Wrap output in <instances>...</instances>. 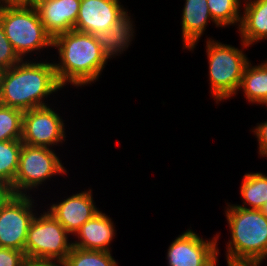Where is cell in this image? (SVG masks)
<instances>
[{
  "mask_svg": "<svg viewBox=\"0 0 267 266\" xmlns=\"http://www.w3.org/2000/svg\"><path fill=\"white\" fill-rule=\"evenodd\" d=\"M63 87L57 80L54 64L21 60L0 71V104L22 111L48 106V96ZM44 99V100H43Z\"/></svg>",
  "mask_w": 267,
  "mask_h": 266,
  "instance_id": "obj_1",
  "label": "cell"
},
{
  "mask_svg": "<svg viewBox=\"0 0 267 266\" xmlns=\"http://www.w3.org/2000/svg\"><path fill=\"white\" fill-rule=\"evenodd\" d=\"M52 47L58 49L60 62L53 64L63 88L67 83L76 88L94 83L109 59L94 35L74 29L56 35Z\"/></svg>",
  "mask_w": 267,
  "mask_h": 266,
  "instance_id": "obj_2",
  "label": "cell"
},
{
  "mask_svg": "<svg viewBox=\"0 0 267 266\" xmlns=\"http://www.w3.org/2000/svg\"><path fill=\"white\" fill-rule=\"evenodd\" d=\"M231 232L226 261L261 263L267 257V217L260 209H247L228 204L225 211Z\"/></svg>",
  "mask_w": 267,
  "mask_h": 266,
  "instance_id": "obj_3",
  "label": "cell"
},
{
  "mask_svg": "<svg viewBox=\"0 0 267 266\" xmlns=\"http://www.w3.org/2000/svg\"><path fill=\"white\" fill-rule=\"evenodd\" d=\"M206 42L210 91L217 104L238 93L241 78L250 61L243 50L232 45L222 44L210 37Z\"/></svg>",
  "mask_w": 267,
  "mask_h": 266,
  "instance_id": "obj_4",
  "label": "cell"
},
{
  "mask_svg": "<svg viewBox=\"0 0 267 266\" xmlns=\"http://www.w3.org/2000/svg\"><path fill=\"white\" fill-rule=\"evenodd\" d=\"M0 22L18 56L52 47L53 37L45 30L35 7H0Z\"/></svg>",
  "mask_w": 267,
  "mask_h": 266,
  "instance_id": "obj_5",
  "label": "cell"
},
{
  "mask_svg": "<svg viewBox=\"0 0 267 266\" xmlns=\"http://www.w3.org/2000/svg\"><path fill=\"white\" fill-rule=\"evenodd\" d=\"M35 216L28 233L24 248L27 260L65 261L73 247L70 235L50 212Z\"/></svg>",
  "mask_w": 267,
  "mask_h": 266,
  "instance_id": "obj_6",
  "label": "cell"
},
{
  "mask_svg": "<svg viewBox=\"0 0 267 266\" xmlns=\"http://www.w3.org/2000/svg\"><path fill=\"white\" fill-rule=\"evenodd\" d=\"M54 152L51 148L22 144L18 169L14 182L10 186L11 193L27 195L29 190L37 189L47 179L57 174H65L67 170Z\"/></svg>",
  "mask_w": 267,
  "mask_h": 266,
  "instance_id": "obj_7",
  "label": "cell"
},
{
  "mask_svg": "<svg viewBox=\"0 0 267 266\" xmlns=\"http://www.w3.org/2000/svg\"><path fill=\"white\" fill-rule=\"evenodd\" d=\"M29 195L11 194L0 206V247L24 252L27 233L36 216L35 200Z\"/></svg>",
  "mask_w": 267,
  "mask_h": 266,
  "instance_id": "obj_8",
  "label": "cell"
},
{
  "mask_svg": "<svg viewBox=\"0 0 267 266\" xmlns=\"http://www.w3.org/2000/svg\"><path fill=\"white\" fill-rule=\"evenodd\" d=\"M64 127L62 117L50 106L26 110L23 113L21 142L28 146L52 148L65 141Z\"/></svg>",
  "mask_w": 267,
  "mask_h": 266,
  "instance_id": "obj_9",
  "label": "cell"
},
{
  "mask_svg": "<svg viewBox=\"0 0 267 266\" xmlns=\"http://www.w3.org/2000/svg\"><path fill=\"white\" fill-rule=\"evenodd\" d=\"M218 234L204 240L191 229L179 235L167 251L168 266H206L217 254Z\"/></svg>",
  "mask_w": 267,
  "mask_h": 266,
  "instance_id": "obj_10",
  "label": "cell"
},
{
  "mask_svg": "<svg viewBox=\"0 0 267 266\" xmlns=\"http://www.w3.org/2000/svg\"><path fill=\"white\" fill-rule=\"evenodd\" d=\"M125 11L119 0H81L74 30L91 35L106 32Z\"/></svg>",
  "mask_w": 267,
  "mask_h": 266,
  "instance_id": "obj_11",
  "label": "cell"
},
{
  "mask_svg": "<svg viewBox=\"0 0 267 266\" xmlns=\"http://www.w3.org/2000/svg\"><path fill=\"white\" fill-rule=\"evenodd\" d=\"M48 212L73 236L99 209L93 201L92 190L73 194L62 202L52 203Z\"/></svg>",
  "mask_w": 267,
  "mask_h": 266,
  "instance_id": "obj_12",
  "label": "cell"
},
{
  "mask_svg": "<svg viewBox=\"0 0 267 266\" xmlns=\"http://www.w3.org/2000/svg\"><path fill=\"white\" fill-rule=\"evenodd\" d=\"M81 0H44L35 8L45 30L54 38L74 29Z\"/></svg>",
  "mask_w": 267,
  "mask_h": 266,
  "instance_id": "obj_13",
  "label": "cell"
},
{
  "mask_svg": "<svg viewBox=\"0 0 267 266\" xmlns=\"http://www.w3.org/2000/svg\"><path fill=\"white\" fill-rule=\"evenodd\" d=\"M113 224L109 216L99 211L75 233L79 240L73 241L72 245L80 249L111 252L110 244L116 236Z\"/></svg>",
  "mask_w": 267,
  "mask_h": 266,
  "instance_id": "obj_14",
  "label": "cell"
},
{
  "mask_svg": "<svg viewBox=\"0 0 267 266\" xmlns=\"http://www.w3.org/2000/svg\"><path fill=\"white\" fill-rule=\"evenodd\" d=\"M209 20L220 27L212 19L207 0H185L181 22L183 49L194 50Z\"/></svg>",
  "mask_w": 267,
  "mask_h": 266,
  "instance_id": "obj_15",
  "label": "cell"
},
{
  "mask_svg": "<svg viewBox=\"0 0 267 266\" xmlns=\"http://www.w3.org/2000/svg\"><path fill=\"white\" fill-rule=\"evenodd\" d=\"M239 33L243 48L267 39V0H244Z\"/></svg>",
  "mask_w": 267,
  "mask_h": 266,
  "instance_id": "obj_16",
  "label": "cell"
},
{
  "mask_svg": "<svg viewBox=\"0 0 267 266\" xmlns=\"http://www.w3.org/2000/svg\"><path fill=\"white\" fill-rule=\"evenodd\" d=\"M129 15L126 10L106 32L94 34L95 40L109 59L122 54L134 39L133 20Z\"/></svg>",
  "mask_w": 267,
  "mask_h": 266,
  "instance_id": "obj_17",
  "label": "cell"
},
{
  "mask_svg": "<svg viewBox=\"0 0 267 266\" xmlns=\"http://www.w3.org/2000/svg\"><path fill=\"white\" fill-rule=\"evenodd\" d=\"M240 88L249 103L262 104L267 98V61L258 66L249 62L241 78Z\"/></svg>",
  "mask_w": 267,
  "mask_h": 266,
  "instance_id": "obj_18",
  "label": "cell"
},
{
  "mask_svg": "<svg viewBox=\"0 0 267 266\" xmlns=\"http://www.w3.org/2000/svg\"><path fill=\"white\" fill-rule=\"evenodd\" d=\"M243 205L236 206L247 209H261L267 202V176L263 173H246L240 186ZM250 205V207L246 206Z\"/></svg>",
  "mask_w": 267,
  "mask_h": 266,
  "instance_id": "obj_19",
  "label": "cell"
},
{
  "mask_svg": "<svg viewBox=\"0 0 267 266\" xmlns=\"http://www.w3.org/2000/svg\"><path fill=\"white\" fill-rule=\"evenodd\" d=\"M21 140L0 141V182L13 184L18 169Z\"/></svg>",
  "mask_w": 267,
  "mask_h": 266,
  "instance_id": "obj_20",
  "label": "cell"
},
{
  "mask_svg": "<svg viewBox=\"0 0 267 266\" xmlns=\"http://www.w3.org/2000/svg\"><path fill=\"white\" fill-rule=\"evenodd\" d=\"M241 0H207L208 8L212 19L220 27L237 25L241 23Z\"/></svg>",
  "mask_w": 267,
  "mask_h": 266,
  "instance_id": "obj_21",
  "label": "cell"
},
{
  "mask_svg": "<svg viewBox=\"0 0 267 266\" xmlns=\"http://www.w3.org/2000/svg\"><path fill=\"white\" fill-rule=\"evenodd\" d=\"M65 262L67 266H118L111 252L72 247Z\"/></svg>",
  "mask_w": 267,
  "mask_h": 266,
  "instance_id": "obj_22",
  "label": "cell"
},
{
  "mask_svg": "<svg viewBox=\"0 0 267 266\" xmlns=\"http://www.w3.org/2000/svg\"><path fill=\"white\" fill-rule=\"evenodd\" d=\"M24 111L0 104V141L21 140Z\"/></svg>",
  "mask_w": 267,
  "mask_h": 266,
  "instance_id": "obj_23",
  "label": "cell"
},
{
  "mask_svg": "<svg viewBox=\"0 0 267 266\" xmlns=\"http://www.w3.org/2000/svg\"><path fill=\"white\" fill-rule=\"evenodd\" d=\"M21 60L7 39L0 22V71L10 69Z\"/></svg>",
  "mask_w": 267,
  "mask_h": 266,
  "instance_id": "obj_24",
  "label": "cell"
},
{
  "mask_svg": "<svg viewBox=\"0 0 267 266\" xmlns=\"http://www.w3.org/2000/svg\"><path fill=\"white\" fill-rule=\"evenodd\" d=\"M26 262L23 251L0 247V266H25Z\"/></svg>",
  "mask_w": 267,
  "mask_h": 266,
  "instance_id": "obj_25",
  "label": "cell"
},
{
  "mask_svg": "<svg viewBox=\"0 0 267 266\" xmlns=\"http://www.w3.org/2000/svg\"><path fill=\"white\" fill-rule=\"evenodd\" d=\"M258 141V149L260 156L267 157V121L263 123H258L256 127L252 130Z\"/></svg>",
  "mask_w": 267,
  "mask_h": 266,
  "instance_id": "obj_26",
  "label": "cell"
},
{
  "mask_svg": "<svg viewBox=\"0 0 267 266\" xmlns=\"http://www.w3.org/2000/svg\"><path fill=\"white\" fill-rule=\"evenodd\" d=\"M25 266H67V263L54 260H27Z\"/></svg>",
  "mask_w": 267,
  "mask_h": 266,
  "instance_id": "obj_27",
  "label": "cell"
},
{
  "mask_svg": "<svg viewBox=\"0 0 267 266\" xmlns=\"http://www.w3.org/2000/svg\"><path fill=\"white\" fill-rule=\"evenodd\" d=\"M0 7H30V0H0Z\"/></svg>",
  "mask_w": 267,
  "mask_h": 266,
  "instance_id": "obj_28",
  "label": "cell"
},
{
  "mask_svg": "<svg viewBox=\"0 0 267 266\" xmlns=\"http://www.w3.org/2000/svg\"><path fill=\"white\" fill-rule=\"evenodd\" d=\"M10 187L2 182H0V206L6 201V199L11 195Z\"/></svg>",
  "mask_w": 267,
  "mask_h": 266,
  "instance_id": "obj_29",
  "label": "cell"
},
{
  "mask_svg": "<svg viewBox=\"0 0 267 266\" xmlns=\"http://www.w3.org/2000/svg\"><path fill=\"white\" fill-rule=\"evenodd\" d=\"M228 266H260L261 263H232L227 262Z\"/></svg>",
  "mask_w": 267,
  "mask_h": 266,
  "instance_id": "obj_30",
  "label": "cell"
},
{
  "mask_svg": "<svg viewBox=\"0 0 267 266\" xmlns=\"http://www.w3.org/2000/svg\"><path fill=\"white\" fill-rule=\"evenodd\" d=\"M218 255H219V252L206 266H216L218 263Z\"/></svg>",
  "mask_w": 267,
  "mask_h": 266,
  "instance_id": "obj_31",
  "label": "cell"
},
{
  "mask_svg": "<svg viewBox=\"0 0 267 266\" xmlns=\"http://www.w3.org/2000/svg\"><path fill=\"white\" fill-rule=\"evenodd\" d=\"M44 0H30V7H35L38 3Z\"/></svg>",
  "mask_w": 267,
  "mask_h": 266,
  "instance_id": "obj_32",
  "label": "cell"
},
{
  "mask_svg": "<svg viewBox=\"0 0 267 266\" xmlns=\"http://www.w3.org/2000/svg\"><path fill=\"white\" fill-rule=\"evenodd\" d=\"M260 210L267 217V202L264 204V206Z\"/></svg>",
  "mask_w": 267,
  "mask_h": 266,
  "instance_id": "obj_33",
  "label": "cell"
},
{
  "mask_svg": "<svg viewBox=\"0 0 267 266\" xmlns=\"http://www.w3.org/2000/svg\"><path fill=\"white\" fill-rule=\"evenodd\" d=\"M262 105H263V106H264V105L267 106V98H266V100L262 103Z\"/></svg>",
  "mask_w": 267,
  "mask_h": 266,
  "instance_id": "obj_34",
  "label": "cell"
}]
</instances>
